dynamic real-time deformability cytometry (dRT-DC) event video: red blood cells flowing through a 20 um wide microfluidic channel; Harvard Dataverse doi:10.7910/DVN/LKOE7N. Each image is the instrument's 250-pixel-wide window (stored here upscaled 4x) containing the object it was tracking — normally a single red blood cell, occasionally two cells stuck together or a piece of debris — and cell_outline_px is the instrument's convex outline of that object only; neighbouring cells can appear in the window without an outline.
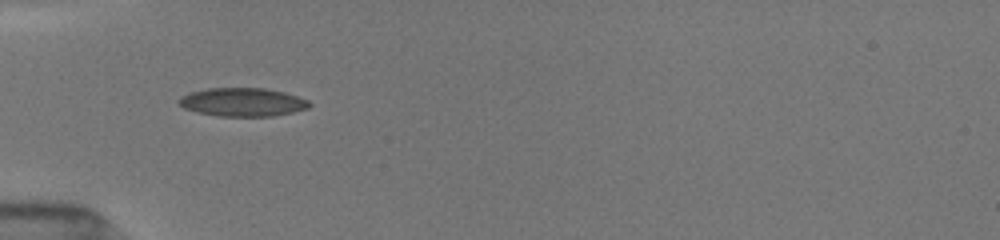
{"species": "common noctule bat (a hibernating species)", "species_latin": "Nyctalus noctula", "temperature_condition": "room temperature", "stored_images_in_passage": 35, "camera_frame_rate_fps": 3000, "um_per_image_px": 0.085, "animal": {"sex": "female", "body_mass_g": 19.5, "forearm_length_mm": 54.1}, "frame": {"image": 1, "passage_image": 1, "time_ms": 0.0, "image_size_px": [1000, 240], "cell_outline_px": [[312, 104], [308, 108], [292, 112], [272, 116], [216, 116], [196, 112], [184, 108], [176, 104], [176, 100], [180, 96], [188, 92], [208, 88], [264, 88], [284, 92], [308, 100]], "centroid_in_image_um": [20.55, 8.68], "position_along_channel_um": 64.5, "area_um2": 21.85}}
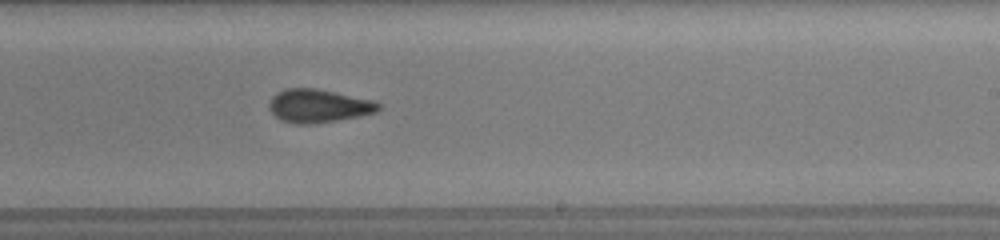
{"frame": {"image": 2, "passage_image": 16, "time_ms": 5.0, "image_size_px": [1000, 240], "cell_outline_px": [[380, 108], [376, 112], [360, 116], [312, 124], [296, 124], [280, 120], [268, 108], [268, 104], [272, 96], [276, 92], [284, 88], [316, 88], [376, 100], [380, 104]], "centroid_in_image_um": [27.06, 8.99], "position_along_channel_um": 261.9, "area_um2": 21.44}}
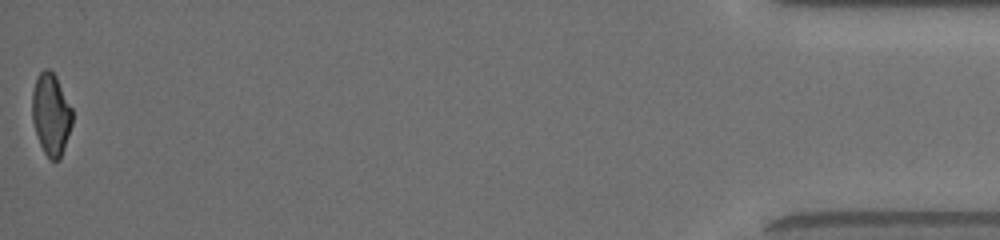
{"frame": {"image": 3, "passage_image": 35, "time_ms": 11.333, "image_size_px": [1000, 240], "cell_outline_px": [[72, 124], [60, 160], [48, 160], [40, 144], [32, 120], [32, 92], [36, 76], [44, 68], [48, 68], [56, 76], [72, 108]], "centroid_in_image_um": [4.33, 9.71], "position_along_channel_um": 430.9, "area_um2": 19.25}, "authors_computed_cell_mechanics": {"area_um2": 20.7502, "velocity_mm_per_s": 4.0298, "shape_relaxation_time_tau1_ms": 9.5422, "shape_relaxation_time_tau2_ms": 2.3002, "deformation_change_tau1": 0.2365, "deformation_change_tau2": 0.0629}}